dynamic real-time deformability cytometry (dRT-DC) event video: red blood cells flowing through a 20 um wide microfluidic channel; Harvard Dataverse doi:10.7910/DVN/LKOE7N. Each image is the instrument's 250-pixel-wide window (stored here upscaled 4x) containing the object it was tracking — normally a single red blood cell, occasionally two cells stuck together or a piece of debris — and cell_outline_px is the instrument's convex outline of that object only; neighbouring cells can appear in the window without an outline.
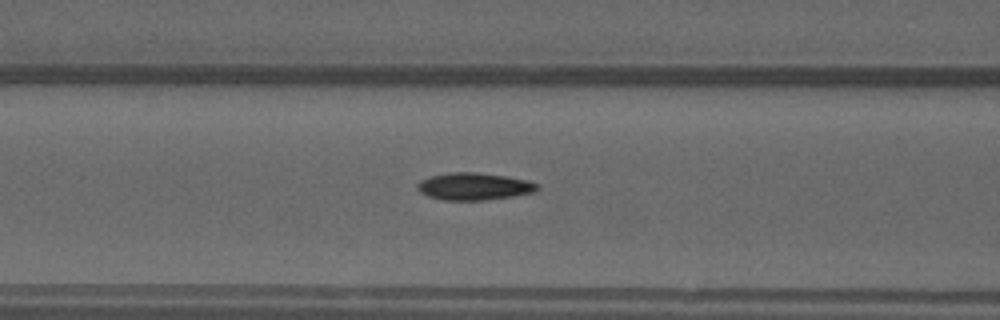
{"species": "common noctule bat (a hibernating species)", "species_latin": "Nyctalus noctula", "temperature_condition": "warm", "stored_images_in_passage": 50, "camera_frame_rate_fps": 3000, "um_per_image_px": 0.085, "animal": {"sex": "male", "forearm_length_mm": 52.5}, "frame": {"image": 1, "passage_image": 20, "time_ms": 6.333, "image_size_px": [1000, 320], "cell_outline_px": [[540, 188], [536, 192], [488, 200], [444, 200], [428, 196], [420, 192], [416, 188], [416, 184], [420, 180], [432, 176], [448, 172], [476, 172], [508, 176], [528, 180], [540, 184]], "centroid_in_image_um": [40.33, 15.84], "position_along_channel_um": 126.3, "area_um2": 19.31}}
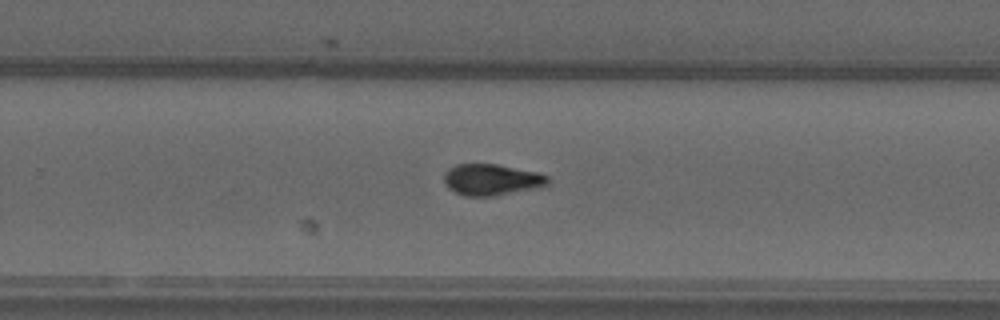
{"frame": {"image": 2, "passage_image": 32, "time_ms": 10.333, "image_size_px": [1000, 320], "cell_outline_px": [[548, 184], [540, 188], [492, 196], [464, 196], [448, 188], [444, 184], [444, 172], [448, 168], [456, 164], [496, 164], [536, 172], [548, 176]], "centroid_in_image_um": [41.76, 15.28], "position_along_channel_um": 288.0, "area_um2": 19.02}}
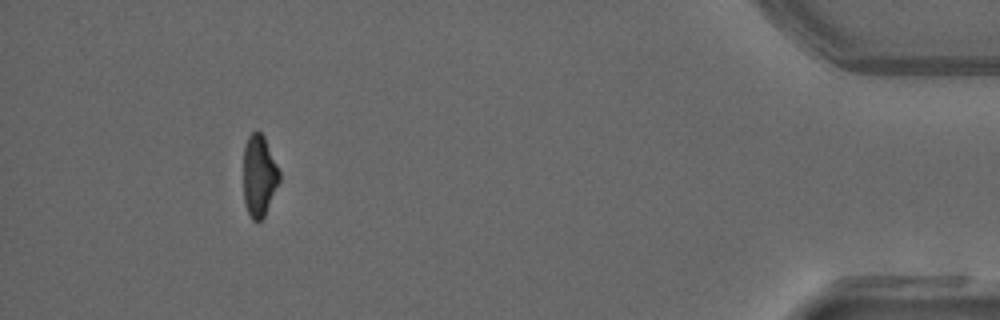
{"frame": {"image": 3, "passage_image": 46, "time_ms": 15.0, "image_size_px": [1000, 320], "cell_outline_px": [[280, 180], [264, 216], [260, 220], [252, 220], [244, 204], [244, 144], [248, 136], [252, 132], [260, 132], [264, 136], [280, 172]], "centroid_in_image_um": [22.02, 14.93], "position_along_channel_um": 413.2, "area_um2": 16.94}, "authors_computed_cell_mechanics": {"area_um2": 18.1492, "velocity_mm_per_s": 4.052, "shape_relaxation_time_tau1_ms": 4.391, "shape_relaxation_time_tau2_ms": 1.6494, "deformation_change_tau1": 0.1819, "deformation_change_tau2": 0.0666}}